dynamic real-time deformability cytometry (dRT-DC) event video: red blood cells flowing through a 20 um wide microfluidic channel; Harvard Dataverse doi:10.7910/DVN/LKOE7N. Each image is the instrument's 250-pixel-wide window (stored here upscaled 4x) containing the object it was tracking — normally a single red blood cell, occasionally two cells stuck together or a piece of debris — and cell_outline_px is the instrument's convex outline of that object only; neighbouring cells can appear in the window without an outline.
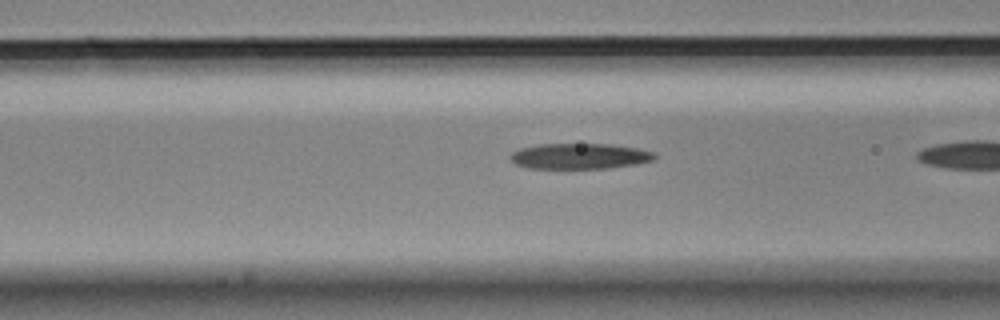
{"species": "Egyptian fruit bat (a non-hibernating species)", "species_latin": "Rousettus aegyptiacus", "temperature_condition": "cold", "stored_images_in_passage": 15, "camera_frame_rate_fps": 3000, "um_per_image_px": 0.085, "animal": {"sex": "male"}, "frame": {"image": 1, "passage_image": 13, "time_ms": 4.0, "image_size_px": [1000, 320], "cell_outline_px": [[656, 156], [652, 160], [636, 164], [608, 168], [528, 168], [516, 164], [508, 156], [512, 152], [520, 148], [540, 144], [608, 144], [636, 148], [656, 152]], "centroid_in_image_um": [49.26, 13.27], "position_along_channel_um": 117.3, "area_um2": 21.44}}